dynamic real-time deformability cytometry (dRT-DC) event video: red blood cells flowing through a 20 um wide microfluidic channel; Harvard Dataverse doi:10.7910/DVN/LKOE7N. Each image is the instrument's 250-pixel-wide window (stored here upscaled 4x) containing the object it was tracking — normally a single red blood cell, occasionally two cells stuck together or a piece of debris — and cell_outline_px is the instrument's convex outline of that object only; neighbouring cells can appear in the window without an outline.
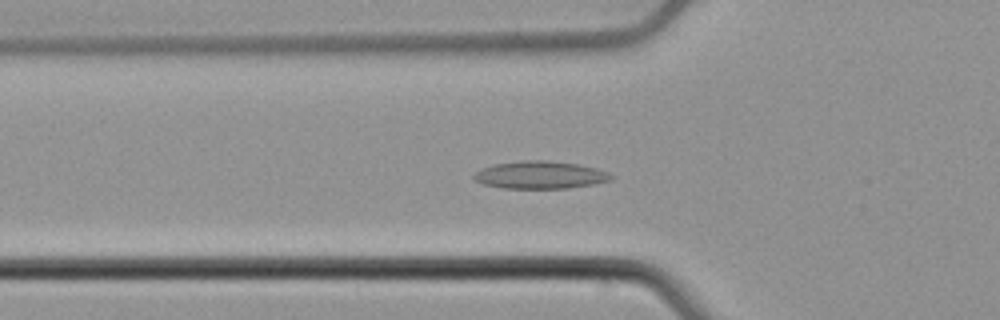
{"species": "common noctule bat (a hibernating species)", "species_latin": "Nyctalus noctula", "temperature_condition": "cold", "stored_images_in_passage": 44, "camera_frame_rate_fps": 3000, "um_per_image_px": 0.085, "animal": {"sex": "male", "body_mass_g": 21.5, "forearm_length_mm": 52.0}, "frame": {"image": 1, "passage_image": 8, "time_ms": 2.333, "image_size_px": [1000, 320], "cell_outline_px": [[616, 176], [612, 180], [592, 184], [568, 188], [504, 188], [484, 184], [476, 180], [472, 176], [476, 172], [484, 168], [496, 164], [524, 160], [548, 160], [580, 164], [596, 168], [608, 172]], "centroid_in_image_um": [45.98, 14.86], "position_along_channel_um": 79.8, "area_um2": 21.96}}
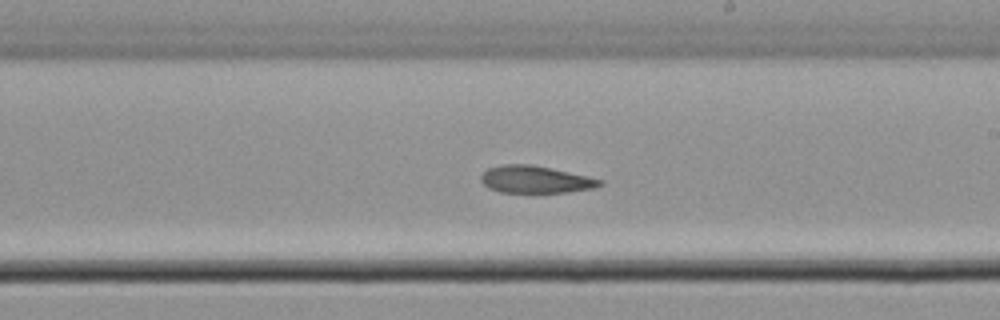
{"frame": {"image": 2, "passage_image": 21, "time_ms": 6.667, "image_size_px": [1000, 320], "cell_outline_px": [[604, 184], [596, 188], [568, 192], [500, 192], [488, 188], [480, 180], [480, 176], [488, 168], [504, 164], [528, 164], [588, 176], [604, 180]], "centroid_in_image_um": [45.53, 15.26], "position_along_channel_um": 243.5, "area_um2": 18.79}}
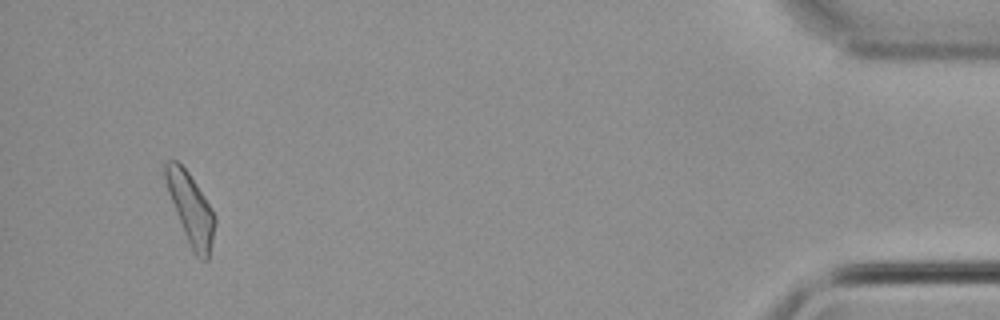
{"frame": {"image": 3, "passage_image": 41, "time_ms": 13.333, "image_size_px": [1000, 320], "cell_outline_px": [[216, 224], [208, 260], [200, 260], [196, 256], [184, 232], [168, 192], [164, 176], [164, 164], [168, 160], [176, 160], [188, 172], [212, 208], [216, 216]], "centroid_in_image_um": [16.23, 17.74], "position_along_channel_um": 419.0, "area_um2": 20.06}, "authors_computed_cell_mechanics": {"area_um2": 19.9699, "velocity_mm_per_s": 3.7859, "shape_relaxation_time_tau1_ms": 10.575, "shape_relaxation_time_tau2_ms": 2.6224, "deformation_change_tau1": 0.1783, "deformation_change_tau2": 0.0773}}